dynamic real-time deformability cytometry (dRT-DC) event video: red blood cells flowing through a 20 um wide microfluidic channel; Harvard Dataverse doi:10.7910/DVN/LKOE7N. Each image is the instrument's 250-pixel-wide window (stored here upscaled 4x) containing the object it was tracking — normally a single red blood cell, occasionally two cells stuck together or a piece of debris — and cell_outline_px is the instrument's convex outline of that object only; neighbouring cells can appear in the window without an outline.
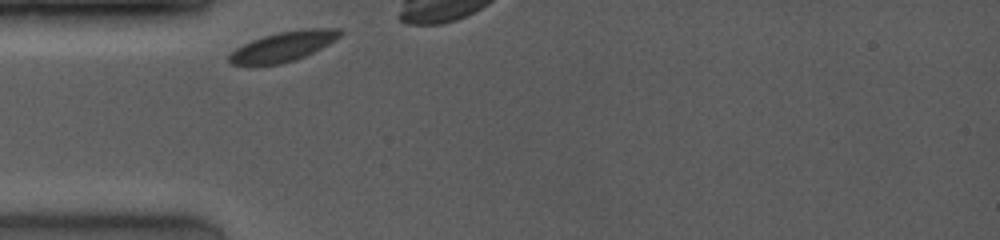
{"species": "common noctule bat (a hibernating species)", "species_latin": "Nyctalus noctula", "temperature_condition": "room temperature", "stored_images_in_passage": 7, "camera_frame_rate_fps": 4000, "um_per_image_px": 0.085, "animal": {"sex": "female", "body_mass_g": 19.0, "forearm_length_mm": 53.3}, "frame": {"image": 1, "passage_image": 1, "time_ms": 0.0, "image_size_px": [1000, 240], "cell_outline_px": [[344, 32], [340, 36], [328, 44], [304, 56], [280, 64], [252, 68], [232, 64], [228, 60], [228, 56], [236, 48], [252, 40], [276, 32], [304, 28], [340, 28]], "centroid_in_image_um": [24.02, 3.97], "position_along_channel_um": 61.0, "area_um2": 19.65}}